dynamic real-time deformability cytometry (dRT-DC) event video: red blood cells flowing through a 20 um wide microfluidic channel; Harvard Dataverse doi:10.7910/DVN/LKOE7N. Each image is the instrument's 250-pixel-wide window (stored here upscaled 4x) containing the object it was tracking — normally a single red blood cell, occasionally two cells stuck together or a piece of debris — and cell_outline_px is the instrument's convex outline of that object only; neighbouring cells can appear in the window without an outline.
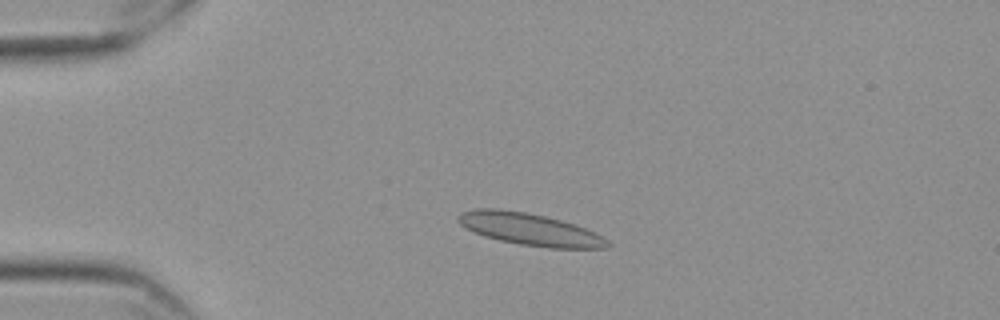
{"species": "Egyptian fruit bat (a non-hibernating species)", "species_latin": "Rousettus aegyptiacus", "temperature_condition": "cold", "stored_images_in_passage": 54, "camera_frame_rate_fps": 3000, "um_per_image_px": 0.085, "frame": {"image": 1, "passage_image": 10, "time_ms": 3.0, "image_size_px": [1000, 320], "cell_outline_px": [[612, 244], [608, 248], [548, 248], [520, 244], [500, 240], [484, 236], [460, 224], [456, 220], [456, 216], [460, 212], [476, 208], [500, 208], [524, 212], [544, 216], [560, 220], [584, 228], [608, 240]], "centroid_in_image_um": [44.99, 19.48], "position_along_channel_um": 40.0, "area_um2": 27.69}}
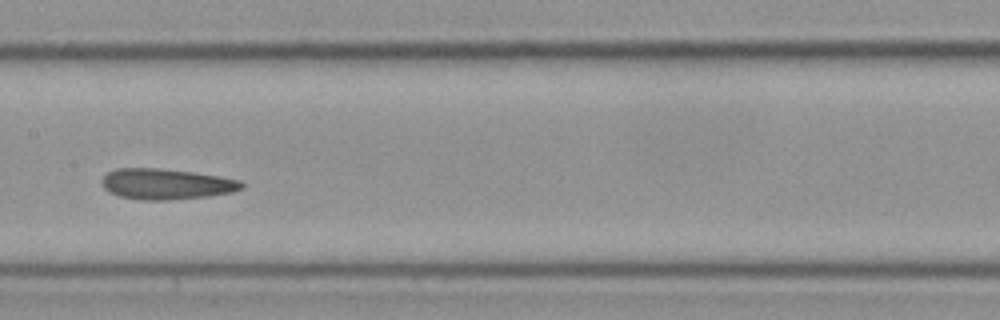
{"frame": {"image": 2, "passage_image": 26, "time_ms": 8.333, "image_size_px": [1000, 320], "cell_outline_px": [[244, 188], [232, 192], [208, 196], [168, 200], [140, 200], [120, 196], [108, 192], [104, 188], [100, 180], [108, 172], [116, 168], [156, 168], [192, 172], [240, 180], [244, 184]], "centroid_in_image_um": [14.1, 15.65], "position_along_channel_um": 193.3, "area_um2": 24.97}}
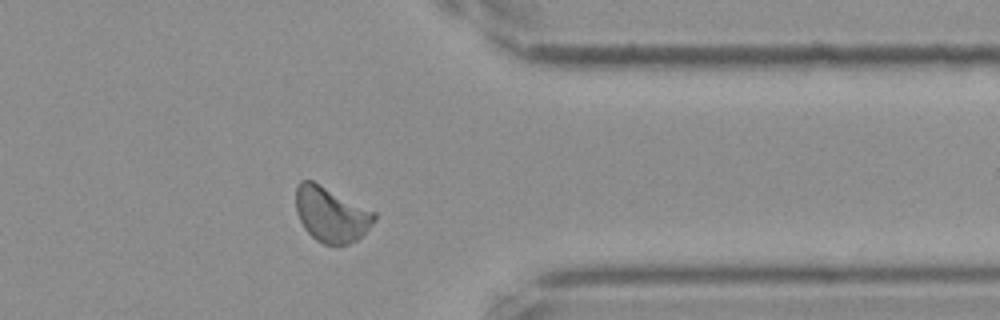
{"frame": {"image": 3, "passage_image": 43, "time_ms": 14.0, "image_size_px": [1000, 320], "cell_outline_px": [[376, 220], [356, 240], [340, 248], [324, 244], [316, 240], [304, 228], [296, 212], [296, 188], [300, 180], [312, 180], [376, 212]], "centroid_in_image_um": [28.14, 18.25], "position_along_channel_um": 383.3, "area_um2": 25.32}, "authors_computed_cell_mechanics": {"area_um2": 24.9407, "velocity_mm_per_s": 3.5081, "shape_relaxation_time_tau1_ms": null, "shape_relaxation_time_tau2_ms": 3.3679, "deformation_change_tau1": null, "deformation_change_tau2": 0.0912}}